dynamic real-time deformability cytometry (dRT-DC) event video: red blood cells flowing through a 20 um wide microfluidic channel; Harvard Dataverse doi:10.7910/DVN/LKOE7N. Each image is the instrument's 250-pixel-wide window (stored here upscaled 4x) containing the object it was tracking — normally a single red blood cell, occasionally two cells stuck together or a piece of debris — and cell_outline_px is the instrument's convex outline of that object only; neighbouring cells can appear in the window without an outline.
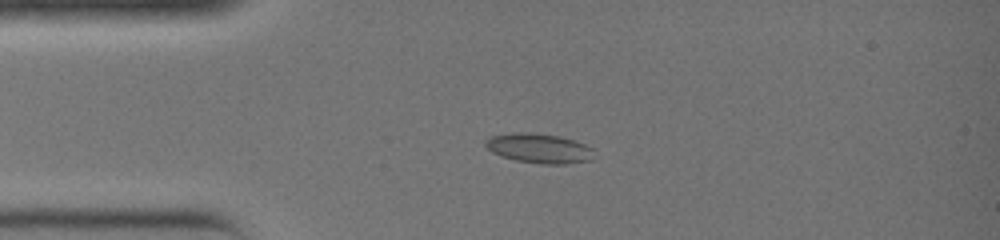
{"species": "common noctule bat (a hibernating species)", "species_latin": "Nyctalus noctula", "temperature_condition": "warm", "stored_images_in_passage": 28, "camera_frame_rate_fps": 3000, "um_per_image_px": 0.085, "animal": {"sex": "female", "body_mass_g": 19.0, "forearm_length_mm": 51.5}, "frame": {"image": 1, "passage_image": 1, "time_ms": 0.0, "image_size_px": [1000, 240], "cell_outline_px": [[592, 160], [564, 164], [540, 164], [516, 160], [492, 152], [484, 144], [484, 140], [492, 136], [512, 132], [528, 132], [560, 136], [584, 144], [592, 148]], "centroid_in_image_um": [45.8, 12.6], "position_along_channel_um": 39.2, "area_um2": 18.61}}
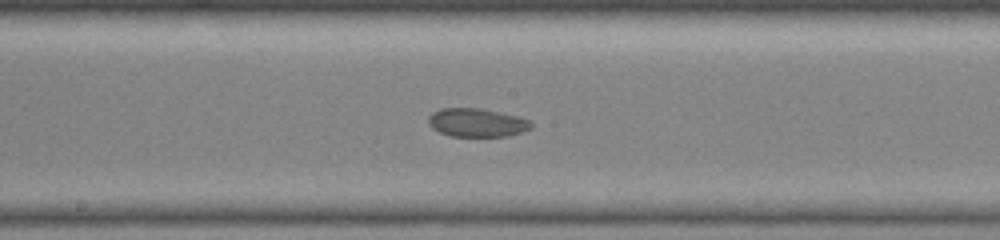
{"frame": {"image": 2, "passage_image": 12, "time_ms": 3.667, "image_size_px": [1000, 240], "cell_outline_px": [[532, 128], [508, 136], [448, 136], [432, 128], [428, 124], [428, 116], [432, 112], [440, 108], [480, 108], [500, 112], [516, 116], [528, 120], [532, 124]], "centroid_in_image_um": [40.48, 10.42], "position_along_channel_um": 207.7, "area_um2": 17.05}}
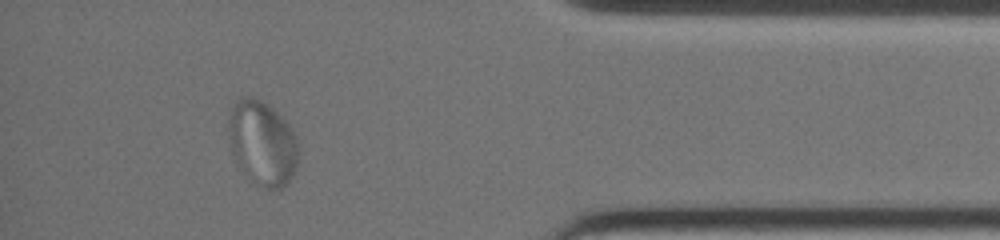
{"frame": {"image": 3, "passage_image": 25, "time_ms": 8.0, "image_size_px": [1000, 240], "cell_outline_px": [[300, 148], [296, 172], [288, 184], [284, 188], [264, 188], [256, 184], [236, 164], [228, 140], [228, 124], [232, 104], [236, 100], [244, 96], [252, 96], [260, 100], [272, 108], [292, 128]], "centroid_in_image_um": [22.31, 12.18], "position_along_channel_um": 412.9, "area_um2": 34.97}}